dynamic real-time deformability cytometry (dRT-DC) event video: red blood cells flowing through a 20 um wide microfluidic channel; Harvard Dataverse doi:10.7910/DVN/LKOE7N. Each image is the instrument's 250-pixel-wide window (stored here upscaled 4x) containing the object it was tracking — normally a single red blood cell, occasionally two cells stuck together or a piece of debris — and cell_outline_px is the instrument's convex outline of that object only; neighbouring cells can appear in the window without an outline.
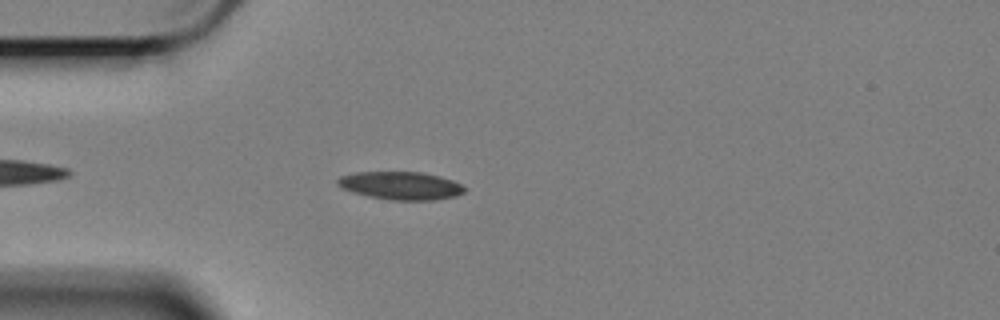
{"species": "Egyptian fruit bat (a non-hibernating species)", "species_latin": "Rousettus aegyptiacus", "temperature_condition": "cold", "stored_images_in_passage": 45, "camera_frame_rate_fps": 3000, "um_per_image_px": 0.085, "animal": {"sex": "female"}, "frame": {"image": 1, "passage_image": 2, "time_ms": 0.333, "image_size_px": [1000, 320], "cell_outline_px": [[464, 192], [456, 196], [436, 200], [388, 200], [368, 196], [344, 188], [336, 184], [336, 180], [340, 176], [356, 172], [424, 172], [440, 176], [452, 180], [460, 184], [464, 188]], "centroid_in_image_um": [34.07, 15.77], "position_along_channel_um": 50.9, "area_um2": 20.63}}
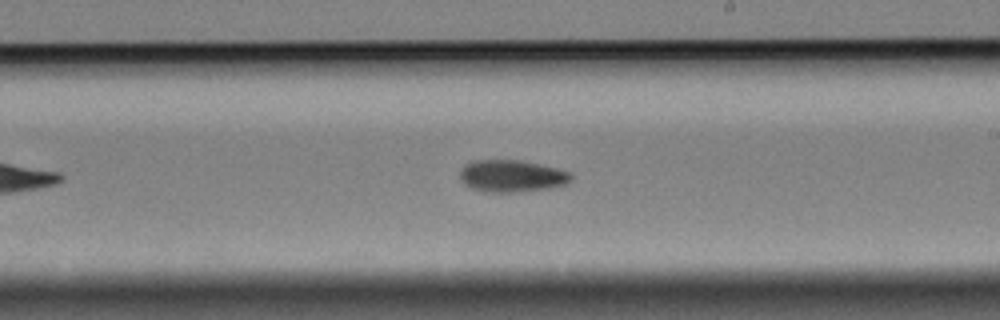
{"frame": {"image": 2, "passage_image": 20, "time_ms": 6.333, "image_size_px": [1000, 320], "cell_outline_px": [[572, 180], [564, 184], [548, 188], [516, 192], [484, 192], [472, 188], [464, 184], [460, 180], [460, 168], [464, 164], [472, 160], [520, 160], [556, 168], [568, 172], [572, 176]], "centroid_in_image_um": [43.43, 14.95], "position_along_channel_um": 245.6, "area_um2": 20.75}}
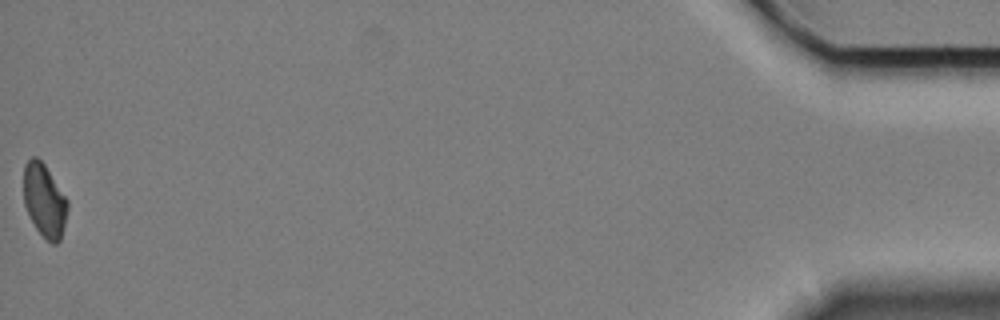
{"frame": {"image": 3, "passage_image": 45, "time_ms": 14.667, "image_size_px": [1000, 320], "cell_outline_px": [[68, 208], [60, 240], [56, 244], [52, 244], [36, 228], [24, 204], [24, 164], [32, 156], [36, 156], [44, 164], [68, 200]], "centroid_in_image_um": [3.77, 17.02], "position_along_channel_um": 431.4, "area_um2": 18.44}, "authors_computed_cell_mechanics": {"area_um2": 20.1722, "velocity_mm_per_s": 3.3855, "shape_relaxation_time_tau1_ms": 5.9203, "shape_relaxation_time_tau2_ms": null, "deformation_change_tau1": 0.1186, "deformation_change_tau2": null}}